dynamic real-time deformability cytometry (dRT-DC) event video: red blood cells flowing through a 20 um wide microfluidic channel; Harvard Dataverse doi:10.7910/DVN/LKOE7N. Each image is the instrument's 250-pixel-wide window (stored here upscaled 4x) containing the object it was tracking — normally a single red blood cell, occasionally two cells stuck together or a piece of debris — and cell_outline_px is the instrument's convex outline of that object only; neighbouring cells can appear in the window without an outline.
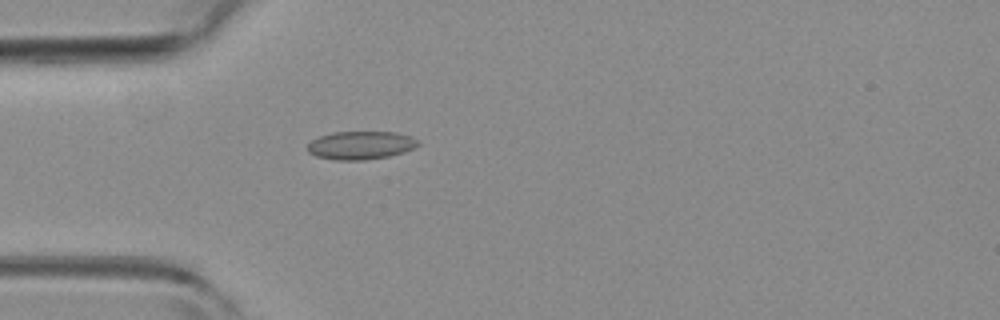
{"species": "common noctule bat (a hibernating species)", "species_latin": "Nyctalus noctula", "temperature_condition": "room temperature", "stored_images_in_passage": 11, "camera_frame_rate_fps": 3000, "um_per_image_px": 0.085, "animal": {"sex": "female", "body_mass_g": 19.3, "forearm_length_mm": 54.1}, "frame": {"image": 1, "passage_image": 1, "time_ms": 0.0, "image_size_px": [1000, 320], "cell_outline_px": [[420, 144], [404, 152], [388, 156], [364, 160], [336, 160], [316, 156], [308, 152], [308, 144], [312, 140], [320, 136], [332, 132], [396, 132], [412, 136], [420, 140]], "centroid_in_image_um": [30.68, 12.34], "position_along_channel_um": 54.3, "area_um2": 18.21}}
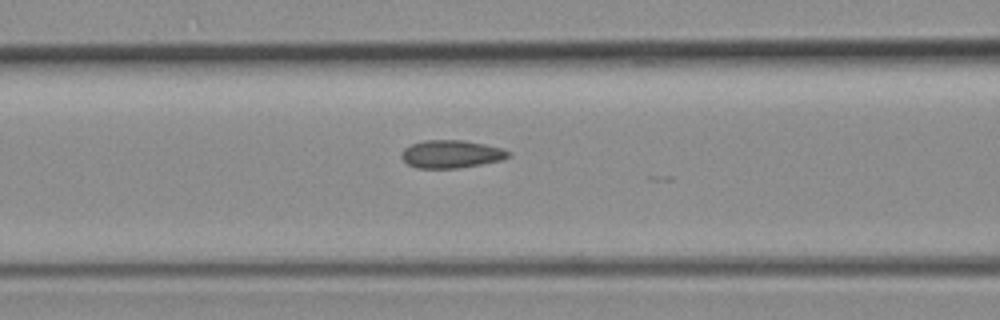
{"frame": {"image": 2, "passage_image": 7, "time_ms": 2.0, "image_size_px": [1000, 320], "cell_outline_px": [[512, 156], [500, 160], [460, 168], [416, 168], [408, 164], [400, 156], [400, 152], [404, 148], [412, 144], [424, 140], [464, 140], [504, 148], [512, 152]], "centroid_in_image_um": [38.37, 13.09], "position_along_channel_um": 128.2, "area_um2": 17.51}}
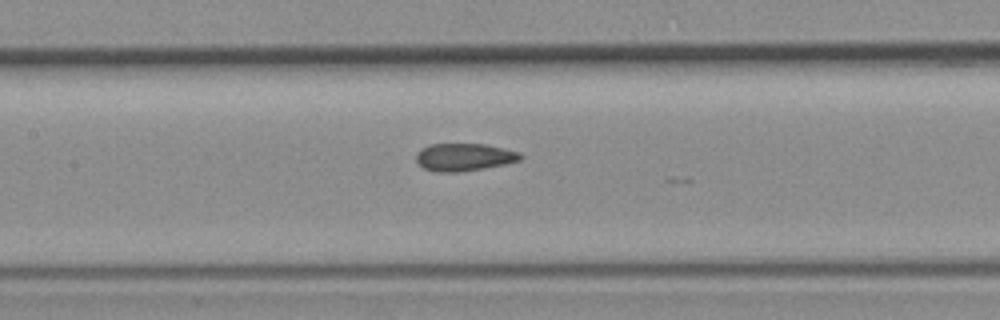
{"frame": {"image": 3, "passage_image": 10, "time_ms": 3.0, "image_size_px": [1000, 320], "cell_outline_px": [[524, 156], [520, 160], [504, 164], [484, 168], [460, 172], [436, 172], [424, 168], [416, 160], [416, 152], [420, 148], [428, 144], [484, 144], [504, 148], [520, 152]], "centroid_in_image_um": [39.44, 13.35], "position_along_channel_um": 168.0, "area_um2": 16.88}}